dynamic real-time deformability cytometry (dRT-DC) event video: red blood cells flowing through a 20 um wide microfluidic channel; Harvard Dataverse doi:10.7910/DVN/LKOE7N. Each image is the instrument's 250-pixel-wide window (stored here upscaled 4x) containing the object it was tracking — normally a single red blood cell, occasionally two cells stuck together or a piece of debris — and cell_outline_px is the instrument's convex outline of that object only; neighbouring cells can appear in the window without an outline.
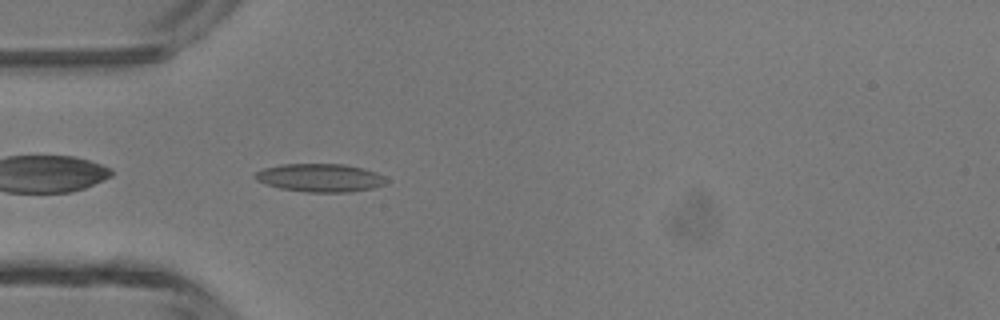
{"species": "common noctule bat (a hibernating species)", "species_latin": "Nyctalus noctula", "temperature_condition": "room temperature", "stored_images_in_passage": 35, "camera_frame_rate_fps": 3000, "um_per_image_px": 0.085, "animal": {"sex": "male", "body_mass_g": 13.3}, "frame": {"image": 1, "passage_image": 2, "time_ms": 0.333, "image_size_px": [1000, 320], "cell_outline_px": [[388, 180], [384, 184], [372, 188], [348, 192], [308, 192], [280, 188], [264, 184], [256, 180], [252, 176], [256, 172], [264, 168], [284, 164], [344, 164], [364, 168], [376, 172], [384, 176]], "centroid_in_image_um": [27.19, 15.11], "position_along_channel_um": 57.8, "area_um2": 21.56}}
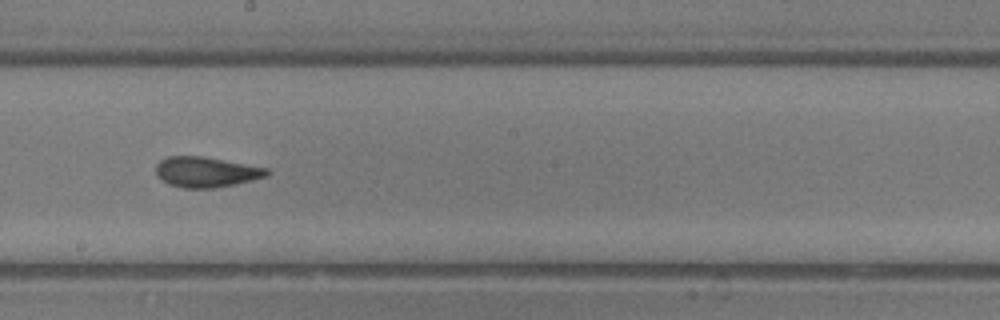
{"frame": {"image": 2, "passage_image": 14, "time_ms": 4.333, "image_size_px": [1000, 320], "cell_outline_px": [[272, 172], [268, 176], [252, 180], [212, 188], [184, 188], [168, 184], [160, 180], [156, 176], [156, 164], [160, 160], [168, 156], [204, 156], [268, 168]], "centroid_in_image_um": [17.5, 14.61], "position_along_channel_um": 230.7, "area_um2": 19.77}}
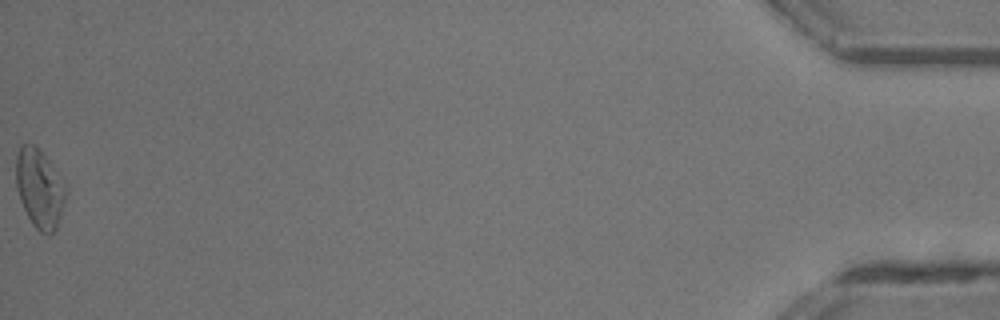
{"frame": {"image": 3, "passage_image": 35, "time_ms": 11.333, "image_size_px": [1000, 320], "cell_outline_px": [[68, 192], [56, 228], [48, 236], [40, 232], [32, 224], [20, 200], [16, 188], [16, 156], [20, 148], [24, 144], [32, 144], [48, 160], [68, 188]], "centroid_in_image_um": [3.37, 16.06], "position_along_channel_um": 431.8, "area_um2": 22.66}, "authors_computed_cell_mechanics": {"area_um2": 19.7676, "velocity_mm_per_s": 4.3957, "shape_relaxation_time_tau1_ms": 8.2584, "shape_relaxation_time_tau2_ms": 2.2703, "deformation_change_tau1": 0.1873, "deformation_change_tau2": 0.0787}}